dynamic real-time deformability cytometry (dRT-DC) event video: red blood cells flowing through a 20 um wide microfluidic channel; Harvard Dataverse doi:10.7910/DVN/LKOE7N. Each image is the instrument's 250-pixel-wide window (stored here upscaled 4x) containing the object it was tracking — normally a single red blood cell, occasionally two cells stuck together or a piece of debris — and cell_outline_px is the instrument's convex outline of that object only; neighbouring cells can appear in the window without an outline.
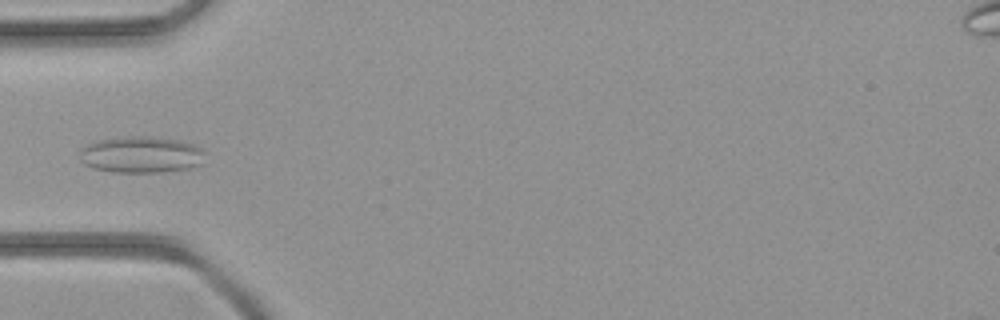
{"species": "common noctule bat (a hibernating species)", "species_latin": "Nyctalus noctula", "temperature_condition": "room temperature", "stored_images_in_passage": 11, "camera_frame_rate_fps": 3000, "um_per_image_px": 0.085, "animal": {"sex": "female", "body_mass_g": 21.9}, "frame": {"image": 1, "passage_image": 1, "time_ms": 0.0, "image_size_px": [1000, 320], "cell_outline_px": [[204, 164], [188, 168], [160, 172], [112, 172], [92, 168], [84, 164], [80, 160], [80, 148], [96, 140], [132, 136], [152, 136], [180, 140], [192, 144], [200, 148], [204, 152]], "centroid_in_image_um": [11.99, 13.14], "position_along_channel_um": 73.0, "area_um2": 26.88}}